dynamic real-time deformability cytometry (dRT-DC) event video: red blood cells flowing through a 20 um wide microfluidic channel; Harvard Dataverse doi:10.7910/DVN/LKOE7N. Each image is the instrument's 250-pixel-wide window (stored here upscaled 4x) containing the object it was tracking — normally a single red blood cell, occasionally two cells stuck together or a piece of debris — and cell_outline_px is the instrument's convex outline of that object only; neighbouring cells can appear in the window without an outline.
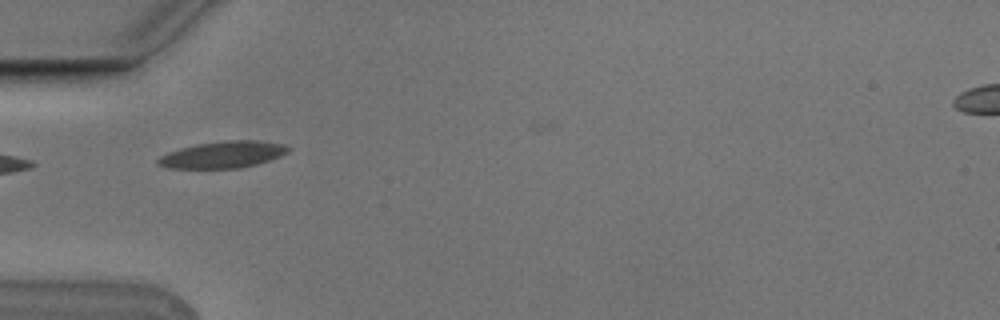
{"species": "Egyptian fruit bat (a non-hibernating species)", "species_latin": "Rousettus aegyptiacus", "temperature_condition": "cold", "stored_images_in_passage": 7, "camera_frame_rate_fps": 3000, "um_per_image_px": 0.085, "animal": {"sex": "male"}, "frame": {"image": 1, "passage_image": 2, "time_ms": 0.333, "image_size_px": [1000, 320], "cell_outline_px": [[288, 152], [280, 156], [256, 164], [240, 168], [168, 168], [156, 164], [156, 160], [160, 156], [168, 152], [180, 148], [196, 144], [228, 140], [256, 140], [280, 144], [288, 148]], "centroid_in_image_um": [18.88, 13.15], "position_along_channel_um": 66.1, "area_um2": 20.06}}
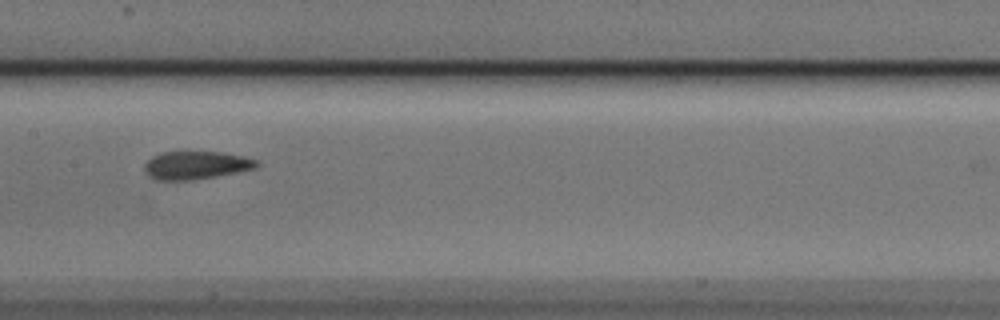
{"frame": {"image": 2, "passage_image": 5, "time_ms": 1.333, "image_size_px": [1000, 320], "cell_outline_px": [[260, 164], [256, 168], [216, 176], [192, 180], [156, 180], [148, 176], [144, 172], [144, 164], [152, 156], [164, 152], [220, 152], [244, 156], [260, 160]], "centroid_in_image_um": [16.67, 14.04], "position_along_channel_um": 190.7, "area_um2": 18.44}}
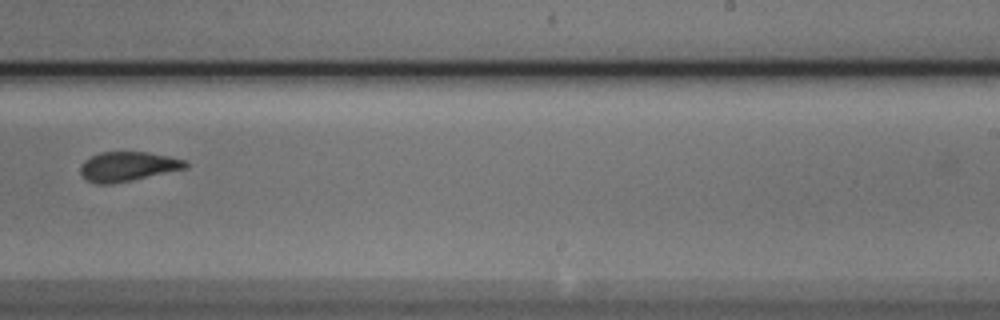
{"frame": {"image": 3, "passage_image": 7, "time_ms": 2.0, "image_size_px": [1000, 320], "cell_outline_px": [[188, 168], [132, 180], [112, 184], [96, 184], [84, 180], [80, 172], [80, 164], [84, 160], [100, 152], [144, 152], [168, 156], [184, 160], [188, 164]], "centroid_in_image_um": [10.81, 14.16], "position_along_channel_um": 278.2, "area_um2": 18.15}}